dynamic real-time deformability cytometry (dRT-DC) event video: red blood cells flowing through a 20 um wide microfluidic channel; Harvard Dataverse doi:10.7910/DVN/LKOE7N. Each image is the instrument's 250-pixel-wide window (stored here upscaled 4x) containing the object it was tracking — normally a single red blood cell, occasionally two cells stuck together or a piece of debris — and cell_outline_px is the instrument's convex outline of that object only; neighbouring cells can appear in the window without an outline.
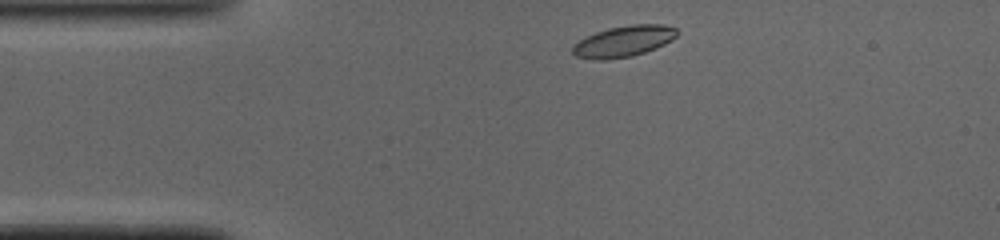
{"species": "common noctule bat (a hibernating species)", "species_latin": "Nyctalus noctula", "temperature_condition": "cold", "stored_images_in_passage": 42, "camera_frame_rate_fps": 3000, "um_per_image_px": 0.085, "animal": {"sex": "male", "body_mass_g": 19.0, "forearm_length_mm": 50.8}, "frame": {"image": 1, "passage_image": 2, "time_ms": 0.333, "image_size_px": [1000, 240], "cell_outline_px": [[680, 32], [672, 40], [664, 44], [644, 52], [632, 56], [608, 60], [592, 60], [576, 56], [572, 52], [572, 44], [596, 32], [608, 28], [632, 24], [664, 24], [676, 28]], "centroid_in_image_um": [53.01, 3.51], "position_along_channel_um": 32.0, "area_um2": 19.02}}
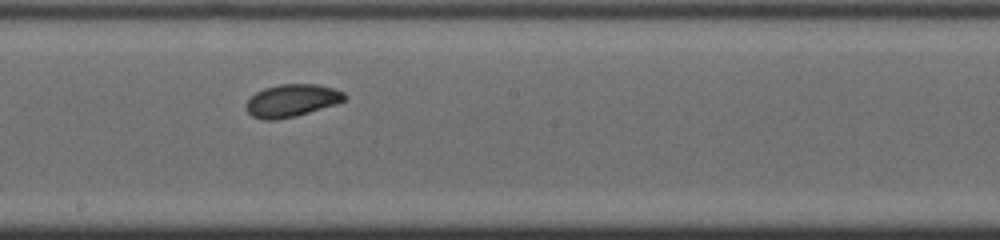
{"frame": {"image": 2, "passage_image": 19, "time_ms": 6.0, "image_size_px": [1000, 240], "cell_outline_px": [[348, 96], [344, 100], [336, 104], [296, 116], [276, 120], [264, 120], [252, 116], [244, 108], [244, 104], [256, 92], [264, 88], [280, 84], [320, 84], [344, 92]], "centroid_in_image_um": [24.79, 8.55], "position_along_channel_um": 223.4, "area_um2": 18.79}}
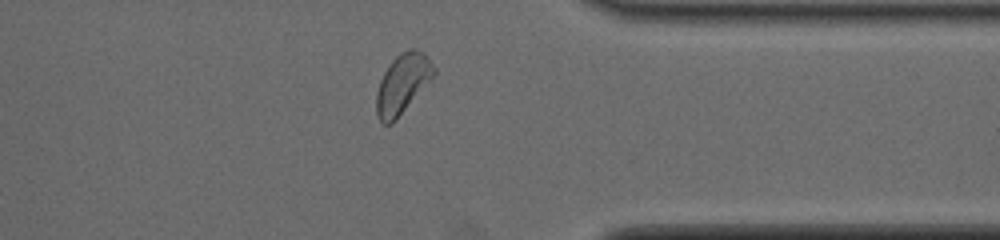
{"frame": {"image": 3, "passage_image": 31, "time_ms": 10.0, "image_size_px": [1000, 240], "cell_outline_px": [[436, 72], [396, 120], [392, 124], [380, 124], [376, 116], [376, 92], [380, 80], [384, 72], [392, 60], [400, 52], [408, 48], [416, 48], [424, 52], [436, 68]], "centroid_in_image_um": [34.19, 7.11], "position_along_channel_um": 377.2, "area_um2": 20.0}, "authors_computed_cell_mechanics": {"area_um2": 18.9873, "velocity_mm_per_s": 4.0526, "shape_relaxation_time_tau1_ms": 3.0966, "shape_relaxation_time_tau2_ms": null, "deformation_change_tau1": 0.1083, "deformation_change_tau2": null}}